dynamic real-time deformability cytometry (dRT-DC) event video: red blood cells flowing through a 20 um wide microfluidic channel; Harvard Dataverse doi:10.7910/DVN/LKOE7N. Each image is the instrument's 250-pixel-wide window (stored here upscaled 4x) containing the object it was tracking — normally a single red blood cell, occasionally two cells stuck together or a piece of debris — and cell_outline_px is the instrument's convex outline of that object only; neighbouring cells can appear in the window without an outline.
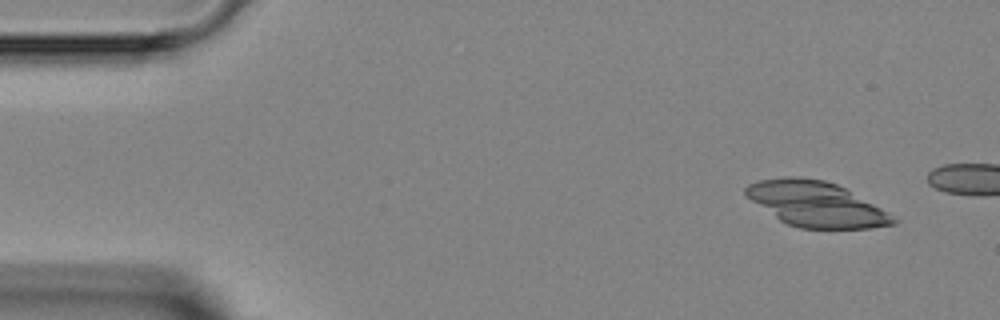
{"species": "Egyptian fruit bat (a non-hibernating species)", "species_latin": "Rousettus aegyptiacus", "temperature_condition": "room temperature", "stored_images_in_passage": 12, "camera_frame_rate_fps": 3000, "um_per_image_px": 0.085, "animal": {"sex": "female"}, "frame": {"image": 1, "passage_image": 3, "time_ms": 0.667, "image_size_px": [1000, 320], "cell_outline_px": [[900, 220], [896, 224], [872, 228], [800, 228], [788, 224], [780, 220], [752, 200], [744, 192], [744, 188], [748, 184], [760, 180], [784, 176], [796, 176], [824, 180], [836, 184], [844, 188], [880, 208]], "centroid_in_image_um": [69.37, 17.34], "position_along_channel_um": 15.6, "area_um2": 38.21}}